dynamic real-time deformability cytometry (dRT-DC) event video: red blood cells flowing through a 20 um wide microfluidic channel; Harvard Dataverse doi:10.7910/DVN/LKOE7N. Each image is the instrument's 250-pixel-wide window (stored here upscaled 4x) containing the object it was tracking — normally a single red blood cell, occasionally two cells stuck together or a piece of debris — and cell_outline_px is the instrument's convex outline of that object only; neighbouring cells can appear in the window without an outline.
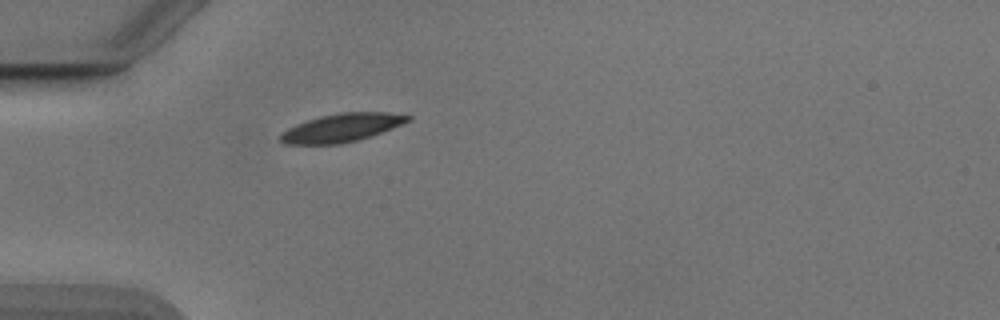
{"species": "Egyptian fruit bat (a non-hibernating species)", "species_latin": "Rousettus aegyptiacus", "temperature_condition": "cold", "stored_images_in_passage": 6, "camera_frame_rate_fps": 3000, "um_per_image_px": 0.085, "animal": {"sex": "male"}, "frame": {"image": 1, "passage_image": 2, "time_ms": 0.333, "image_size_px": [1000, 320], "cell_outline_px": [[412, 120], [392, 128], [356, 140], [340, 144], [284, 144], [280, 140], [280, 132], [296, 124], [320, 116], [340, 112], [384, 112], [412, 116]], "centroid_in_image_um": [29.02, 10.85], "position_along_channel_um": 56.0, "area_um2": 20.81}}